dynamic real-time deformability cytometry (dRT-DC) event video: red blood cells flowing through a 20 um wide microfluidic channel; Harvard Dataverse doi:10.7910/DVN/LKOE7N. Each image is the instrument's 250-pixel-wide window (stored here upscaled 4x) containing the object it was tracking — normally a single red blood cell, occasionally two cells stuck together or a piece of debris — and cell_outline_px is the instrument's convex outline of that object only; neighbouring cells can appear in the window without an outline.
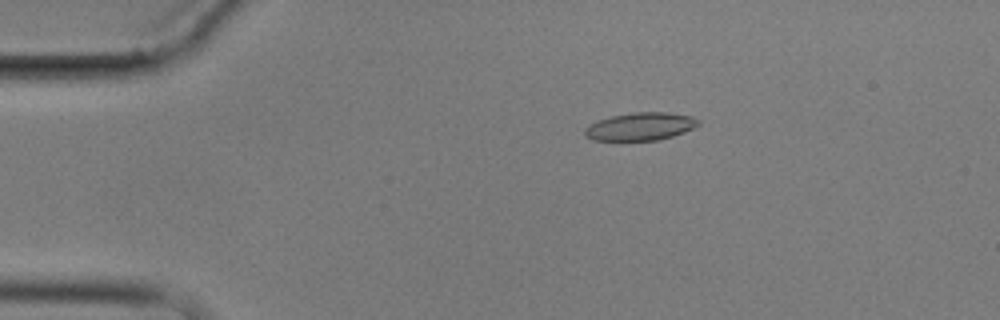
{"species": "common noctule bat (a hibernating species)", "species_latin": "Nyctalus noctula", "temperature_condition": "cold", "stored_images_in_passage": 6, "camera_frame_rate_fps": 3000, "um_per_image_px": 0.085, "animal": {"sex": "male", "body_mass_g": 17.9}, "frame": {"image": 1, "passage_image": 3, "time_ms": 3.333, "image_size_px": [1000, 320], "cell_outline_px": [[700, 124], [684, 132], [672, 136], [656, 140], [592, 140], [584, 136], [584, 128], [588, 124], [612, 116], [632, 112], [668, 112], [692, 116], [700, 120]], "centroid_in_image_um": [54.42, 10.74], "position_along_channel_um": 30.6, "area_um2": 18.44}}
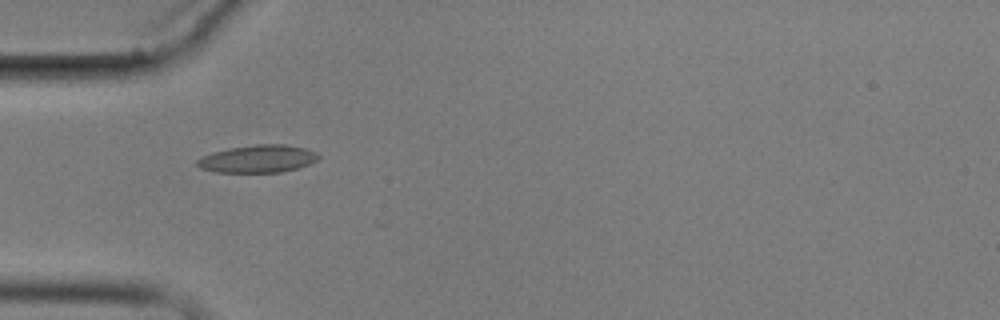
{"frame": {"image": 2, "passage_image": 5, "time_ms": 5.667, "image_size_px": [1000, 320], "cell_outline_px": [[320, 156], [316, 160], [308, 164], [296, 168], [280, 172], [216, 172], [200, 168], [196, 164], [196, 160], [212, 152], [228, 148], [256, 144], [284, 144], [304, 148], [316, 152]], "centroid_in_image_um": [21.89, 13.49], "position_along_channel_um": 63.1, "area_um2": 19.36}}
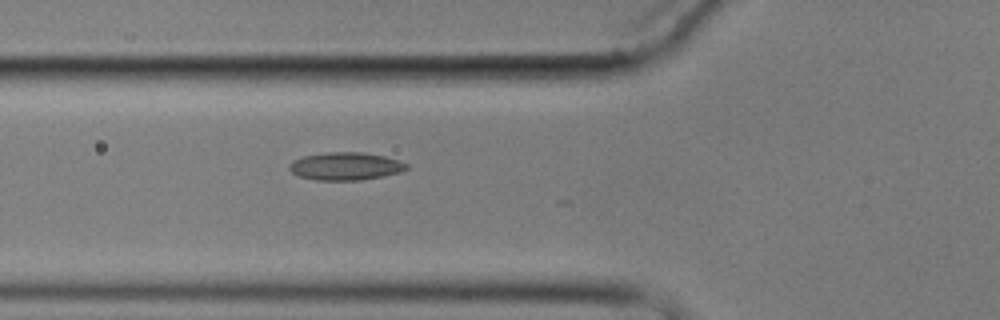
{"frame": {"image": 3, "passage_image": 6, "time_ms": 6.667, "image_size_px": [1000, 320], "cell_outline_px": [[408, 168], [400, 172], [384, 176], [360, 180], [316, 180], [300, 176], [292, 172], [288, 168], [288, 164], [292, 160], [304, 156], [328, 152], [364, 152], [384, 156], [408, 164]], "centroid_in_image_um": [29.35, 14.12], "position_along_channel_um": 96.4, "area_um2": 18.96}}